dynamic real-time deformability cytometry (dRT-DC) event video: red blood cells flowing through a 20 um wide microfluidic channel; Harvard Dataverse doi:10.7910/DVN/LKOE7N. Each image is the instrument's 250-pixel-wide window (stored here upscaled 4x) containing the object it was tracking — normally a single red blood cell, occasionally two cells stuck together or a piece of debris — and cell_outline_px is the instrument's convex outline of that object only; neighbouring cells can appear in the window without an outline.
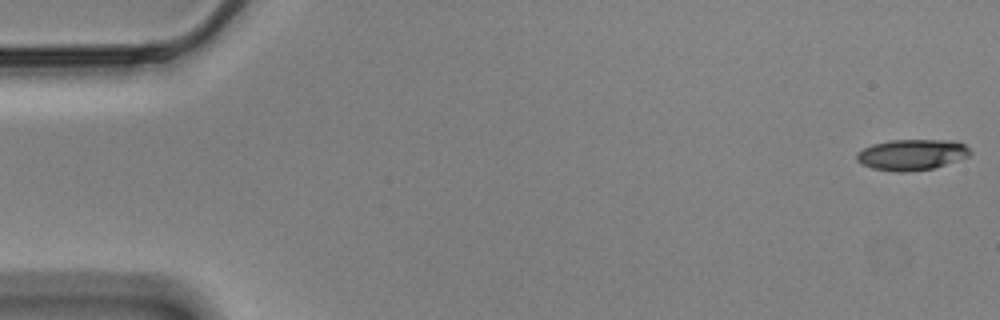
{"species": "Egyptian fruit bat (a non-hibernating species)", "species_latin": "Rousettus aegyptiacus", "temperature_condition": "cold", "stored_images_in_passage": 52, "camera_frame_rate_fps": 3000, "um_per_image_px": 0.085, "animal": {"sex": "male"}, "frame": {"image": 1, "passage_image": 1, "time_ms": 0.0, "image_size_px": [1000, 320], "cell_outline_px": [[972, 152], [968, 156], [932, 168], [904, 172], [896, 172], [872, 168], [860, 164], [856, 160], [856, 156], [864, 148], [872, 144], [892, 140], [956, 140], [964, 144]], "centroid_in_image_um": [77.48, 13.14], "position_along_channel_um": 7.5, "area_um2": 20.23}}
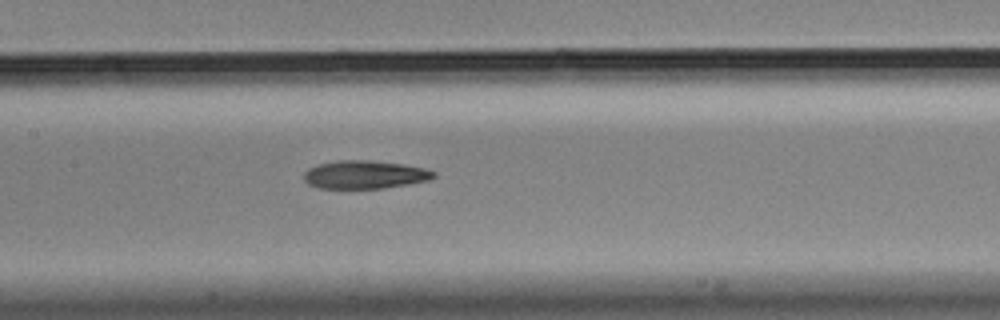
{"frame": {"image": 2, "passage_image": 27, "time_ms": 8.667, "image_size_px": [1000, 320], "cell_outline_px": [[436, 176], [428, 180], [408, 184], [384, 188], [320, 188], [308, 184], [304, 180], [304, 172], [308, 168], [316, 164], [336, 160], [372, 160], [404, 164], [424, 168], [436, 172]], "centroid_in_image_um": [30.98, 14.83], "position_along_channel_um": 176.4, "area_um2": 21.44}}
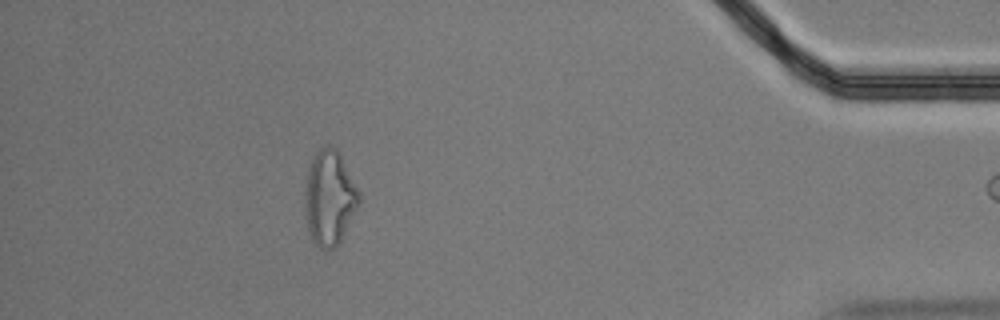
{"frame": {"image": 3, "passage_image": 51, "time_ms": 16.667, "image_size_px": [1000, 320], "cell_outline_px": [[360, 204], [340, 240], [332, 248], [320, 248], [312, 240], [308, 228], [304, 212], [304, 192], [308, 168], [316, 152], [320, 148], [328, 144], [336, 148], [340, 152], [360, 192]], "centroid_in_image_um": [28.0, 16.77], "position_along_channel_um": 407.2, "area_um2": 30.06}}